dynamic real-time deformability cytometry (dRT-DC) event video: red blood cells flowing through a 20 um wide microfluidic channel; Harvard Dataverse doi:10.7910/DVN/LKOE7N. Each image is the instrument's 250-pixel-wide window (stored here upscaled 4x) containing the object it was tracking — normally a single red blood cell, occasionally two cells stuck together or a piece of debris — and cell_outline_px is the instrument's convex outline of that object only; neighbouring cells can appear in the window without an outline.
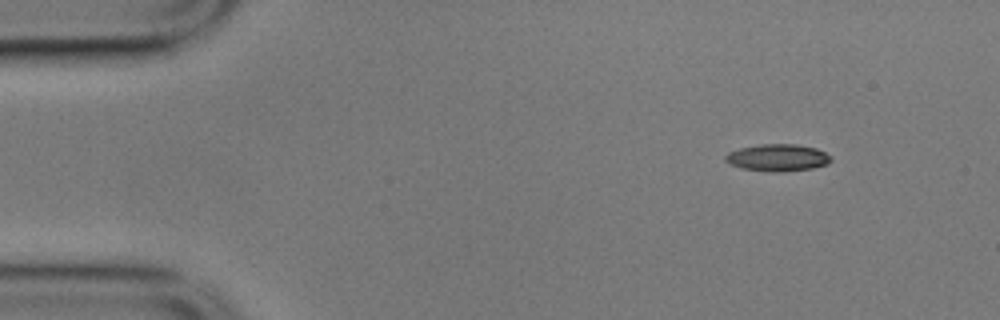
{"species": "common noctule bat (a hibernating species)", "species_latin": "Nyctalus noctula", "temperature_condition": "cold", "stored_images_in_passage": 51, "camera_frame_rate_fps": 3000, "um_per_image_px": 0.085, "animal": {"sex": "male", "body_mass_g": 17.9}, "frame": {"image": 1, "passage_image": 1, "time_ms": 0.0, "image_size_px": [1000, 320], "cell_outline_px": [[832, 160], [828, 164], [812, 168], [784, 172], [772, 172], [740, 168], [728, 164], [724, 160], [724, 156], [728, 152], [740, 148], [760, 144], [796, 144], [816, 148], [832, 156]], "centroid_in_image_um": [66.08, 13.41], "position_along_channel_um": 18.9, "area_um2": 16.88}}
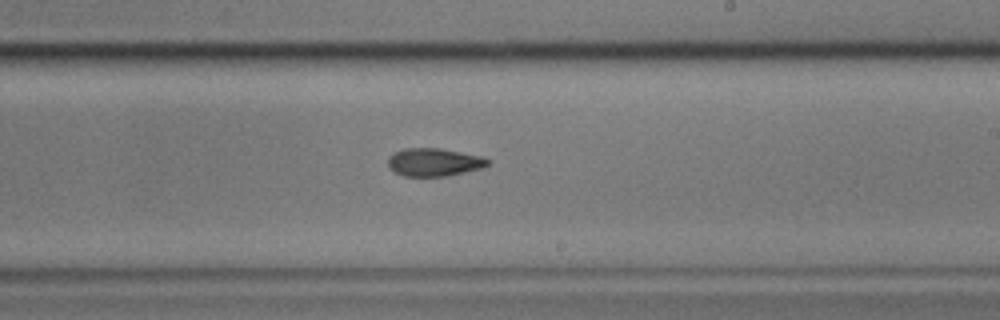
{"frame": {"image": 2, "passage_image": 28, "time_ms": 9.0, "image_size_px": [1000, 320], "cell_outline_px": [[492, 160], [488, 164], [480, 168], [448, 176], [404, 176], [388, 168], [388, 156], [392, 152], [404, 148], [440, 148], [484, 156]], "centroid_in_image_um": [36.88, 13.77], "position_along_channel_um": 252.1, "area_um2": 16.47}}
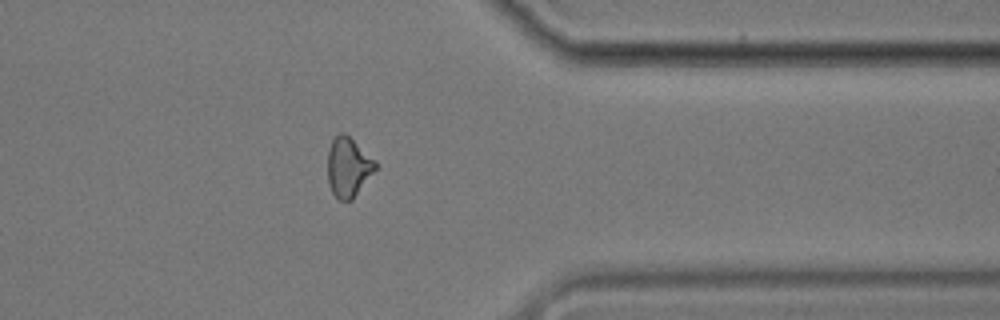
{"frame": {"image": 3, "passage_image": 40, "time_ms": 13.0, "image_size_px": [1000, 320], "cell_outline_px": [[376, 168], [352, 200], [336, 200], [328, 184], [328, 148], [332, 140], [340, 132], [344, 132], [376, 160]], "centroid_in_image_um": [29.58, 14.21], "position_along_channel_um": 381.8, "area_um2": 16.53}, "authors_computed_cell_mechanics": {"area_um2": 16.7042, "velocity_mm_per_s": 3.5143, "shape_relaxation_time_tau1_ms": 6.3919, "shape_relaxation_time_tau2_ms": 2.4522, "deformation_change_tau1": 0.1663, "deformation_change_tau2": 0.0922}}